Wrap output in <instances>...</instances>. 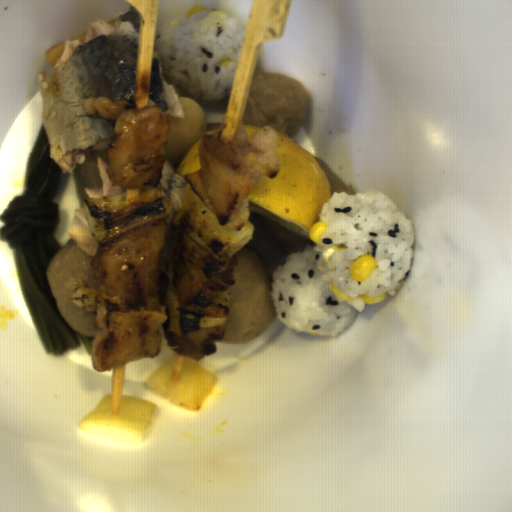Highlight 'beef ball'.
I'll return each mask as SVG.
<instances>
[{"label":"beef ball","mask_w":512,"mask_h":512,"mask_svg":"<svg viewBox=\"0 0 512 512\" xmlns=\"http://www.w3.org/2000/svg\"><path fill=\"white\" fill-rule=\"evenodd\" d=\"M235 255L230 309L226 322L221 323L225 332L216 342L242 345L265 333L277 314L270 295L273 281L265 260L245 244Z\"/></svg>","instance_id":"1"},{"label":"beef ball","mask_w":512,"mask_h":512,"mask_svg":"<svg viewBox=\"0 0 512 512\" xmlns=\"http://www.w3.org/2000/svg\"><path fill=\"white\" fill-rule=\"evenodd\" d=\"M69 240L48 262L46 273L54 304L69 327L81 335L98 336L104 329L94 326L97 317L71 301L74 291L85 286L99 294L93 259Z\"/></svg>","instance_id":"2"},{"label":"beef ball","mask_w":512,"mask_h":512,"mask_svg":"<svg viewBox=\"0 0 512 512\" xmlns=\"http://www.w3.org/2000/svg\"><path fill=\"white\" fill-rule=\"evenodd\" d=\"M182 229L183 228H175L172 224L167 225L160 254L162 286L160 301L155 311L166 315L165 322H170L171 319L168 300L179 298L177 286L174 282V245Z\"/></svg>","instance_id":"3"}]
</instances>
